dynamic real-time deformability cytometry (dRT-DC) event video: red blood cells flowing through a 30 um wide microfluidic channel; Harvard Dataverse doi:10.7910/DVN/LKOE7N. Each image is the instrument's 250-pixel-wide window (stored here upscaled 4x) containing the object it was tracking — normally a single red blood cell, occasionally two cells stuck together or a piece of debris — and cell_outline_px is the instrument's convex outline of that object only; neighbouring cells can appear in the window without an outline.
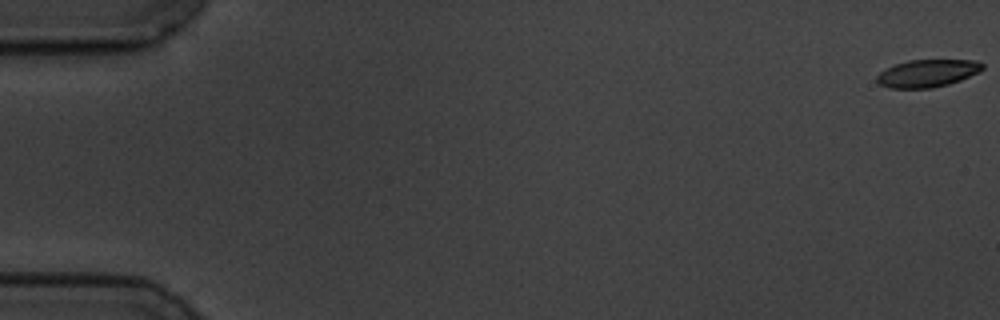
{"species": "common noctule bat (a hibernating species)", "species_latin": "Nyctalus noctula", "temperature_condition": "cold", "stored_images_in_passage": 16, "camera_frame_rate_fps": 3000, "um_per_image_px": 0.085, "animal": {"sex": "male", "body_mass_g": 19.5, "forearm_length_mm": 54.6}, "frame": {"image": 1, "passage_image": 1, "time_ms": 0.0, "image_size_px": [1000, 320], "cell_outline_px": [[984, 68], [980, 72], [960, 80], [948, 84], [932, 88], [892, 88], [880, 84], [876, 80], [876, 76], [880, 72], [896, 64], [908, 60], [976, 60], [984, 64]], "centroid_in_image_um": [78.87, 6.22], "position_along_channel_um": 6.1, "area_um2": 16.88}}